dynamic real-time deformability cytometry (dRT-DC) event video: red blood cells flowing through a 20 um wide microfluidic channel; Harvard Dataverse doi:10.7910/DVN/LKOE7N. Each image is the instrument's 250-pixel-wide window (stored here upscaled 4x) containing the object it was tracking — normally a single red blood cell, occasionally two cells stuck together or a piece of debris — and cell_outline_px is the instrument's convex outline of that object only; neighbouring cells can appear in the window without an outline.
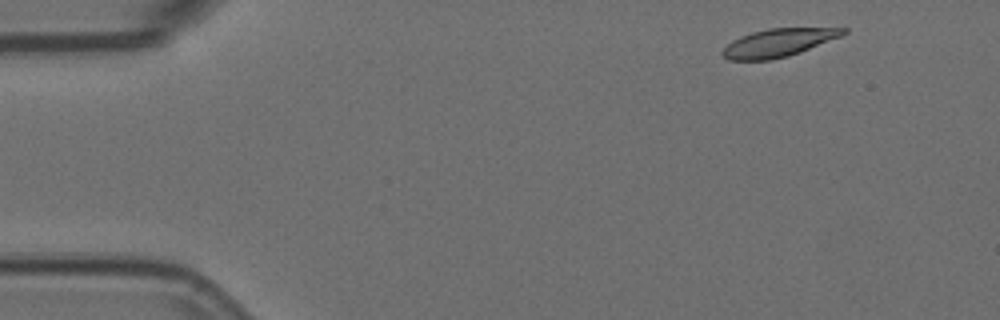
{"species": "Egyptian fruit bat (a non-hibernating species)", "species_latin": "Rousettus aegyptiacus", "temperature_condition": "room temperature", "stored_images_in_passage": 4, "camera_frame_rate_fps": 3000, "um_per_image_px": 0.085, "animal": {"sex": "female"}, "frame": {"image": 1, "passage_image": 1, "time_ms": 0.0, "image_size_px": [1000, 320], "cell_outline_px": [[848, 32], [840, 36], [800, 52], [788, 56], [772, 60], [728, 60], [720, 52], [732, 40], [740, 36], [752, 32], [768, 28], [848, 28]], "centroid_in_image_um": [66.13, 3.63], "position_along_channel_um": 18.9, "area_um2": 19.59}}
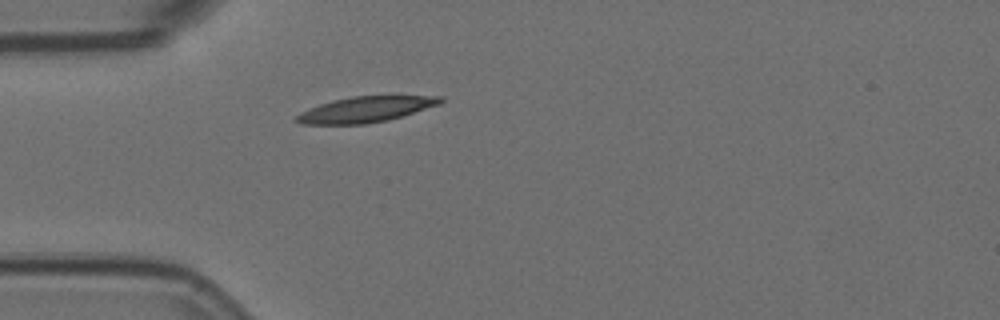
{"frame": {"image": 2, "passage_image": 4, "time_ms": 1.0, "image_size_px": [1000, 320], "cell_outline_px": [[444, 100], [440, 104], [388, 120], [364, 124], [300, 124], [292, 120], [300, 112], [308, 108], [332, 100], [352, 96], [396, 92], [444, 96]], "centroid_in_image_um": [31.19, 9.23], "position_along_channel_um": 53.8, "area_um2": 22.83}}